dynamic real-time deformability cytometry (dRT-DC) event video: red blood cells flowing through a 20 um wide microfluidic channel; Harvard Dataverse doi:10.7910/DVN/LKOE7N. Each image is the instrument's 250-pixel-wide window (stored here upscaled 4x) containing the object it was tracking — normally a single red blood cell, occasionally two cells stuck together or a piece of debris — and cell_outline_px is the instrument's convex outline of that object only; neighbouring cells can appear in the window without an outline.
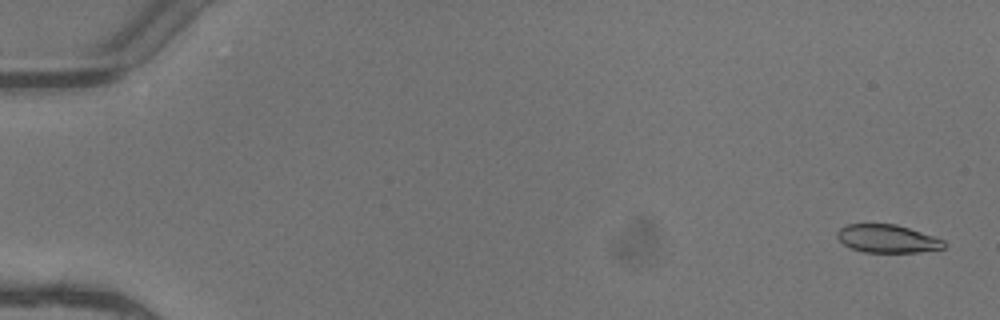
{"species": "common noctule bat (a hibernating species)", "species_latin": "Nyctalus noctula", "temperature_condition": "warm", "stored_images_in_passage": 5, "camera_frame_rate_fps": 3000, "um_per_image_px": 0.085, "animal": {"sex": "female"}, "frame": {"image": 1, "passage_image": 1, "time_ms": 0.0, "image_size_px": [1000, 320], "cell_outline_px": [[944, 248], [920, 252], [864, 252], [848, 248], [836, 236], [836, 232], [840, 228], [848, 224], [896, 224], [944, 240]], "centroid_in_image_um": [75.38, 20.29], "position_along_channel_um": 9.6, "area_um2": 17.34}}